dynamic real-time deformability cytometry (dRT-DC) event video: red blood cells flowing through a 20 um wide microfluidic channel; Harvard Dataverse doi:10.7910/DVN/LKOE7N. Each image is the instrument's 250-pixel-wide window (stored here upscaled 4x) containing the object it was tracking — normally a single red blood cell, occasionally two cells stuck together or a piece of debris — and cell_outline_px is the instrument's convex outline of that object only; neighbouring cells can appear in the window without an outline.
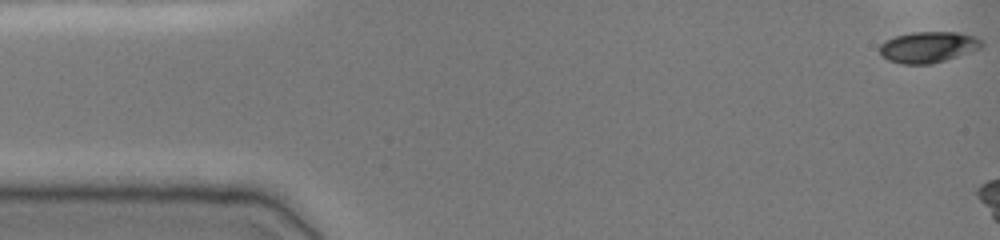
{"species": "common noctule bat (a hibernating species)", "species_latin": "Nyctalus noctula", "temperature_condition": "cold", "stored_images_in_passage": 7, "camera_frame_rate_fps": 3000, "um_per_image_px": 0.085, "animal": {"sex": "female", "body_mass_g": 19.0, "forearm_length_mm": 51.5}, "frame": {"image": 1, "passage_image": 1, "time_ms": 0.0, "image_size_px": [1000, 240], "cell_outline_px": [[984, 44], [980, 48], [972, 52], [932, 64], [900, 64], [888, 60], [880, 56], [880, 44], [884, 40], [896, 36], [912, 32], [956, 32], [976, 36], [984, 40]], "centroid_in_image_um": [78.91, 4.0], "position_along_channel_um": 6.1, "area_um2": 18.79}}